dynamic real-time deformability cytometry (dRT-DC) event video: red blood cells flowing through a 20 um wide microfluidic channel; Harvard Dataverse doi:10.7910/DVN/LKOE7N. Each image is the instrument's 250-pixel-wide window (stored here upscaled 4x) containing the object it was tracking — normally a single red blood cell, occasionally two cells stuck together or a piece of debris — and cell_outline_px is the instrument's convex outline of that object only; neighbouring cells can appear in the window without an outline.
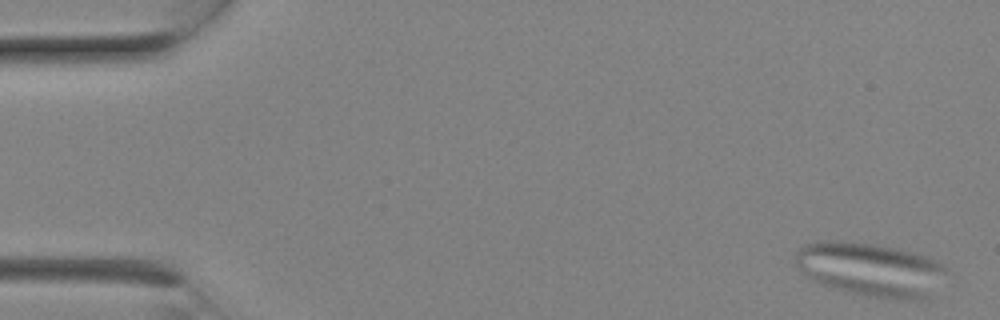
{"species": "Egyptian fruit bat (a non-hibernating species)", "species_latin": "Rousettus aegyptiacus", "temperature_condition": "room temperature", "stored_images_in_passage": 8, "camera_frame_rate_fps": 3000, "um_per_image_px": 0.085, "animal": {"sex": "female"}, "frame": {"image": 1, "passage_image": 1, "time_ms": 0.0, "image_size_px": [1000, 320], "cell_outline_px": [[944, 272], [928, 300], [896, 300], [868, 296], [848, 292], [812, 280], [796, 268], [796, 252], [804, 244], [828, 240], [836, 240], [872, 244], [896, 248], [924, 256], [936, 260], [944, 264]], "centroid_in_image_um": [73.97, 22.91], "position_along_channel_um": 11.0, "area_um2": 46.99}}
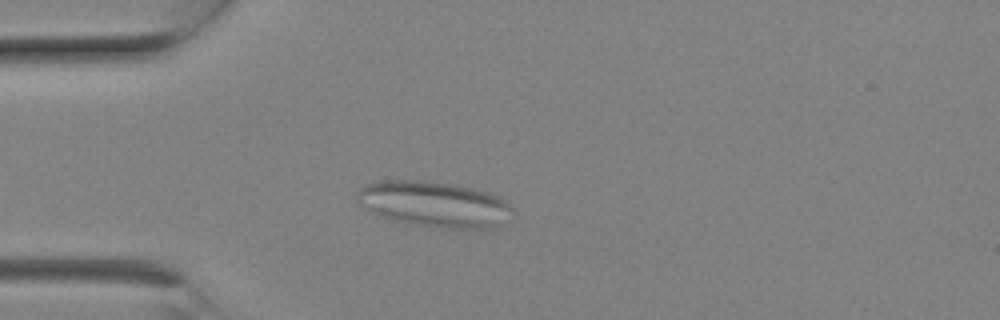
{"frame": {"image": 2, "passage_image": 6, "time_ms": 1.667, "image_size_px": [1000, 320], "cell_outline_px": [[516, 212], [496, 228], [436, 228], [392, 220], [364, 208], [356, 200], [356, 192], [364, 184], [384, 180], [420, 180], [448, 184], [472, 188], [496, 196], [504, 200]], "centroid_in_image_um": [36.89, 17.36], "position_along_channel_um": 48.1, "area_um2": 41.27}}